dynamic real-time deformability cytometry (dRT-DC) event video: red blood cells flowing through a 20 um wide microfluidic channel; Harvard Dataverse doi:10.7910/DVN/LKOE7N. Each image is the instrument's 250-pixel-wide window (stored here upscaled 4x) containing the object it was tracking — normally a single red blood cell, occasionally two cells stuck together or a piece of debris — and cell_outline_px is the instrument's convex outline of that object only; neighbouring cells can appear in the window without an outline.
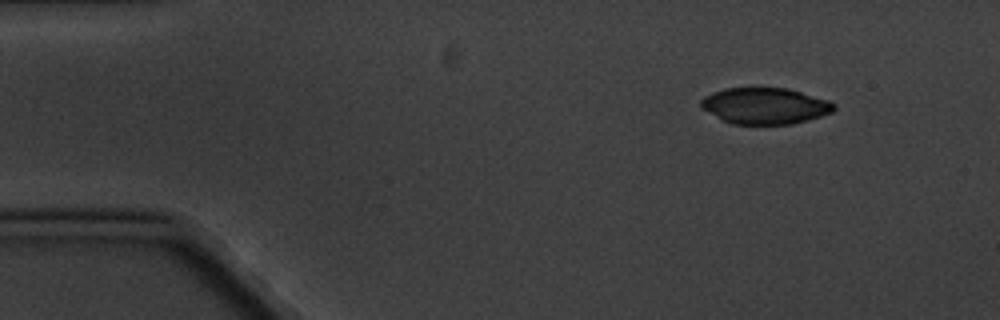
{"species": "common noctule bat (a hibernating species)", "species_latin": "Nyctalus noctula", "temperature_condition": "cold", "stored_images_in_passage": 4, "camera_frame_rate_fps": 3000, "um_per_image_px": 0.085, "animal": {"sex": "male", "body_mass_g": 20.1, "forearm_length_mm": 53.5}, "frame": {"image": 1, "passage_image": 1, "time_ms": 0.0, "image_size_px": [1000, 320], "cell_outline_px": [[836, 108], [832, 112], [808, 120], [792, 124], [732, 124], [700, 108], [700, 100], [704, 96], [712, 92], [724, 88], [788, 88], [828, 100], [836, 104]], "centroid_in_image_um": [65.02, 8.99], "position_along_channel_um": 20.0, "area_um2": 28.15}}